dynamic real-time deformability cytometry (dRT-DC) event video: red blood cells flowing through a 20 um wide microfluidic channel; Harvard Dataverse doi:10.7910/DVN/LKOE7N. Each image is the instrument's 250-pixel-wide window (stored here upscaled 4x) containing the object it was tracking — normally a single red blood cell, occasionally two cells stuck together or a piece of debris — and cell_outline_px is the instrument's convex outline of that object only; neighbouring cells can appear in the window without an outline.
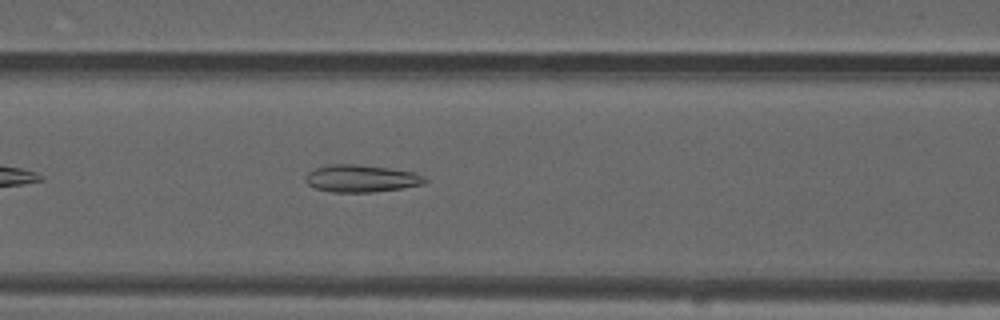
{"species": "common noctule bat (a hibernating species)", "species_latin": "Nyctalus noctula", "temperature_condition": "warm", "stored_images_in_passage": 41, "camera_frame_rate_fps": 3000, "um_per_image_px": 0.085, "animal": {"sex": "male", "forearm_length_mm": 52.5}, "frame": {"image": 1, "passage_image": 9, "time_ms": 2.667, "image_size_px": [1000, 320], "cell_outline_px": [[428, 180], [424, 184], [404, 188], [372, 192], [332, 192], [316, 188], [308, 184], [304, 180], [304, 176], [308, 172], [316, 168], [328, 164], [356, 164], [388, 168], [412, 172], [424, 176]], "centroid_in_image_um": [30.69, 15.17], "position_along_channel_um": 135.9, "area_um2": 19.02}}
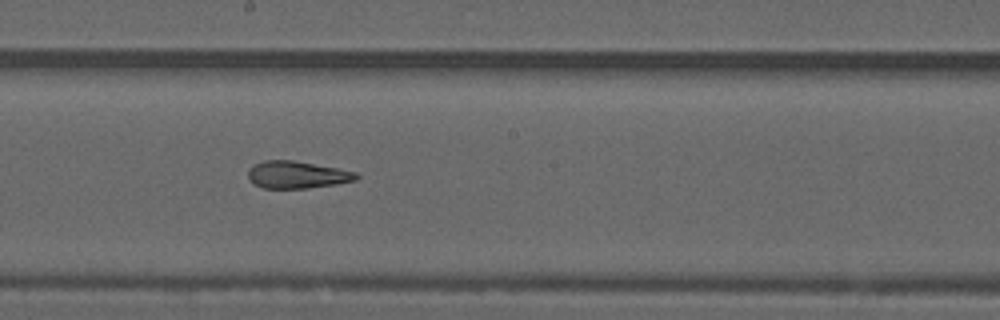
{"frame": {"image": 2, "passage_image": 16, "time_ms": 5.0, "image_size_px": [1000, 320], "cell_outline_px": [[360, 176], [356, 180], [308, 188], [264, 188], [256, 184], [248, 176], [248, 172], [256, 164], [264, 160], [292, 160], [360, 172]], "centroid_in_image_um": [25.31, 14.85], "position_along_channel_um": 222.9, "area_um2": 16.88}}
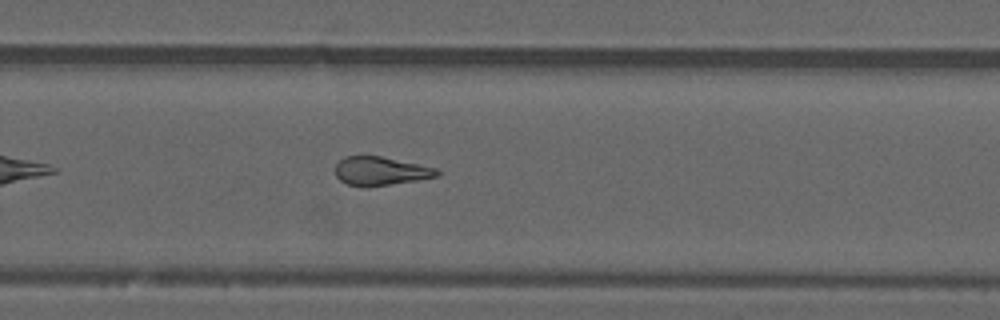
{"frame": {"image": 3, "passage_image": 22, "time_ms": 7.0, "image_size_px": [1000, 320], "cell_outline_px": [[440, 172], [436, 176], [416, 180], [388, 184], [348, 184], [340, 180], [336, 176], [336, 164], [344, 156], [380, 156], [436, 168]], "centroid_in_image_um": [32.34, 14.5], "position_along_channel_um": 297.5, "area_um2": 16.13}, "authors_computed_cell_mechanics": {"area_um2": 17.7446, "velocity_mm_per_s": 3.7419, "shape_relaxation_time_tau1_ms": null, "shape_relaxation_time_tau2_ms": 2.2109, "deformation_change_tau1": null, "deformation_change_tau2": 0.1122}}